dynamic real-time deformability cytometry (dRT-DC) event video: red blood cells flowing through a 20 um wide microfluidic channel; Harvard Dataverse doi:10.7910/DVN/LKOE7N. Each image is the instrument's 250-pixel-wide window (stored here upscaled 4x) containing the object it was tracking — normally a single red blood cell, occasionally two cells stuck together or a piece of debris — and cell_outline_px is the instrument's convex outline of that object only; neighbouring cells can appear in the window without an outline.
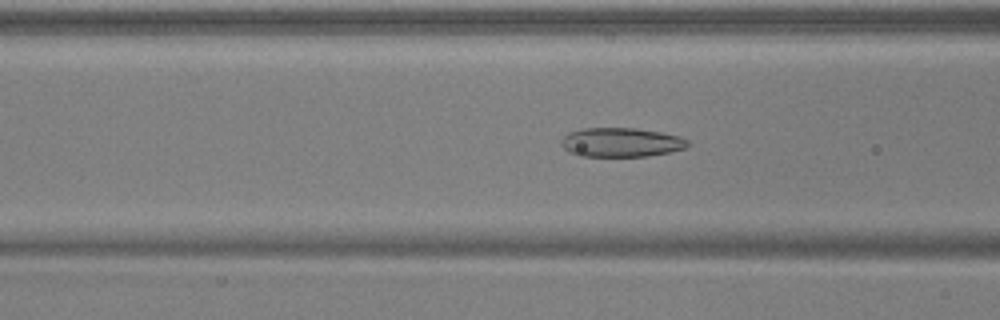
{"species": "common noctule bat (a hibernating species)", "species_latin": "Nyctalus noctula", "temperature_condition": "warm", "stored_images_in_passage": 41, "camera_frame_rate_fps": 3000, "um_per_image_px": 0.085, "animal": {"sex": "male", "body_mass_g": 17.9, "forearm_length_mm": 54.2}, "frame": {"image": 1, "passage_image": 10, "time_ms": 3.0, "image_size_px": [1000, 320], "cell_outline_px": [[688, 144], [684, 148], [668, 152], [648, 156], [580, 156], [568, 152], [560, 144], [560, 140], [568, 132], [584, 128], [636, 128], [660, 132], [680, 136], [688, 140]], "centroid_in_image_um": [52.75, 12.09], "position_along_channel_um": 113.9, "area_um2": 21.5}}
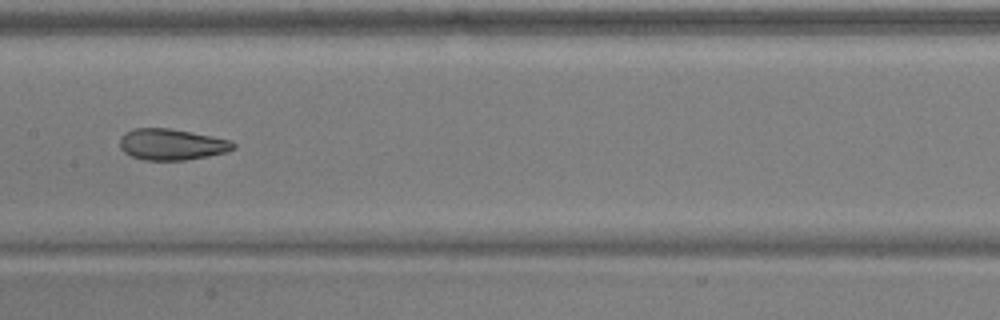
{"frame": {"image": 2, "passage_image": 16, "time_ms": 5.0, "image_size_px": [1000, 320], "cell_outline_px": [[236, 148], [228, 152], [208, 156], [184, 160], [144, 160], [132, 156], [124, 152], [120, 148], [120, 136], [124, 132], [136, 128], [168, 128], [228, 140], [236, 144]], "centroid_in_image_um": [14.56, 12.28], "position_along_channel_um": 192.8, "area_um2": 20.46}}
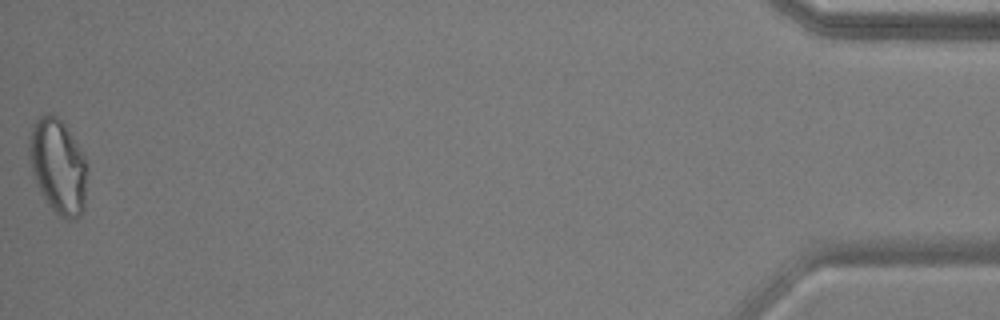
{"frame": {"image": 3, "passage_image": 41, "time_ms": 13.333, "image_size_px": [1000, 320], "cell_outline_px": [[88, 168], [84, 208], [80, 216], [76, 220], [68, 220], [56, 212], [48, 204], [40, 192], [28, 160], [28, 148], [32, 124], [40, 116], [48, 112], [52, 112], [64, 124], [84, 156]], "centroid_in_image_um": [4.93, 14.14], "position_along_channel_um": 430.3, "area_um2": 32.19}, "authors_computed_cell_mechanics": {"area_um2": 22.253, "velocity_mm_per_s": 3.9343, "shape_relaxation_time_tau1_ms": 6.4158, "shape_relaxation_time_tau2_ms": 1.4591, "deformation_change_tau1": 0.1801, "deformation_change_tau2": 0.0752}}